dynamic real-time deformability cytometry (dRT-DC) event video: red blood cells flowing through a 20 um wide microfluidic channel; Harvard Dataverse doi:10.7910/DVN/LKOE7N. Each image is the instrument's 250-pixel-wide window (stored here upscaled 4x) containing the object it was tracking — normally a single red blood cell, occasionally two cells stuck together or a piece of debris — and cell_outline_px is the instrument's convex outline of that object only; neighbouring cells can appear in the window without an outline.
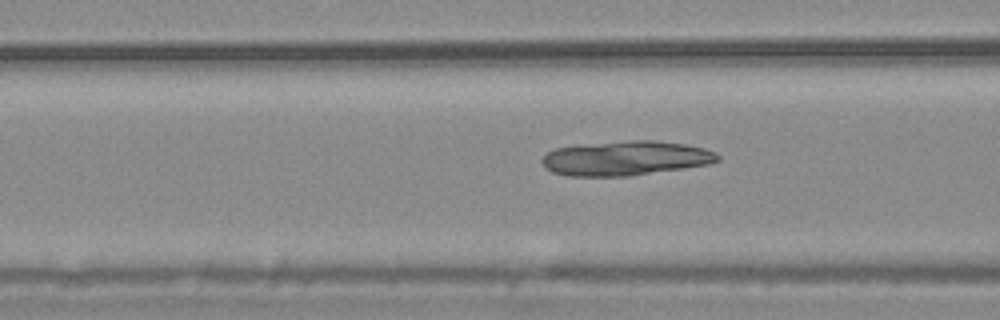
{"species": "common noctule bat (a hibernating species)", "species_latin": "Nyctalus noctula", "temperature_condition": "warm", "stored_images_in_passage": 37, "camera_frame_rate_fps": 3000, "um_per_image_px": 0.085, "animal": {"sex": "male", "body_mass_g": 20.4}, "frame": {"image": 1, "passage_image": 4, "time_ms": 1.0, "image_size_px": [1000, 320], "cell_outline_px": [[720, 160], [712, 164], [632, 176], [568, 176], [552, 172], [544, 168], [540, 160], [548, 152], [556, 148], [576, 144], [632, 140], [656, 140], [688, 144], [704, 148], [716, 152], [720, 156]], "centroid_in_image_um": [53.2, 13.44], "position_along_channel_um": 113.4, "area_um2": 36.01}}
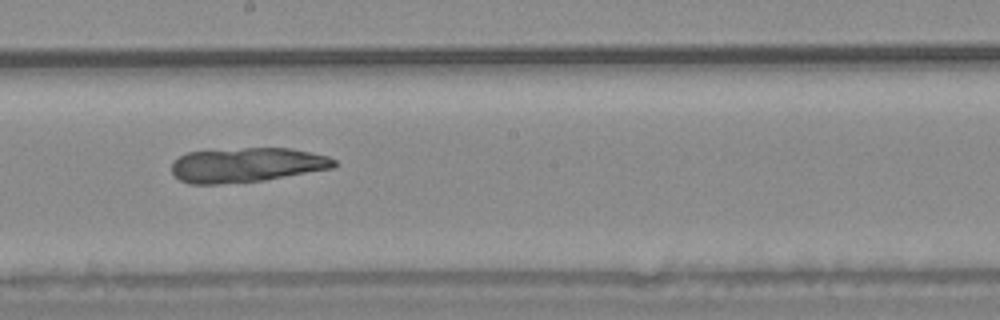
{"frame": {"image": 2, "passage_image": 13, "time_ms": 4.0, "image_size_px": [1000, 320], "cell_outline_px": [[336, 164], [332, 168], [264, 180], [220, 184], [188, 184], [180, 180], [172, 172], [172, 164], [180, 156], [188, 152], [244, 148], [292, 148], [328, 156], [336, 160]], "centroid_in_image_um": [20.97, 14.02], "position_along_channel_um": 227.2, "area_um2": 32.54}}
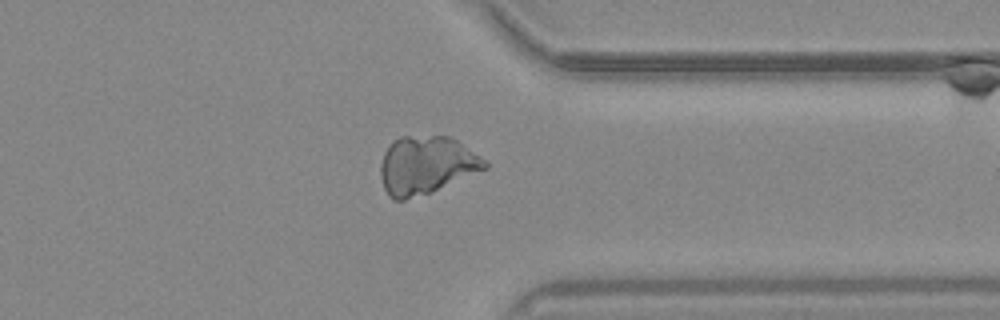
{"frame": {"image": 3, "passage_image": 25, "time_ms": 8.0, "image_size_px": [1000, 320], "cell_outline_px": [[488, 168], [432, 192], [404, 200], [392, 200], [388, 196], [384, 188], [380, 176], [380, 164], [384, 152], [400, 136], [448, 136], [456, 140], [480, 156], [488, 164]], "centroid_in_image_um": [36.21, 14.06], "position_along_channel_um": 375.2, "area_um2": 35.08}}